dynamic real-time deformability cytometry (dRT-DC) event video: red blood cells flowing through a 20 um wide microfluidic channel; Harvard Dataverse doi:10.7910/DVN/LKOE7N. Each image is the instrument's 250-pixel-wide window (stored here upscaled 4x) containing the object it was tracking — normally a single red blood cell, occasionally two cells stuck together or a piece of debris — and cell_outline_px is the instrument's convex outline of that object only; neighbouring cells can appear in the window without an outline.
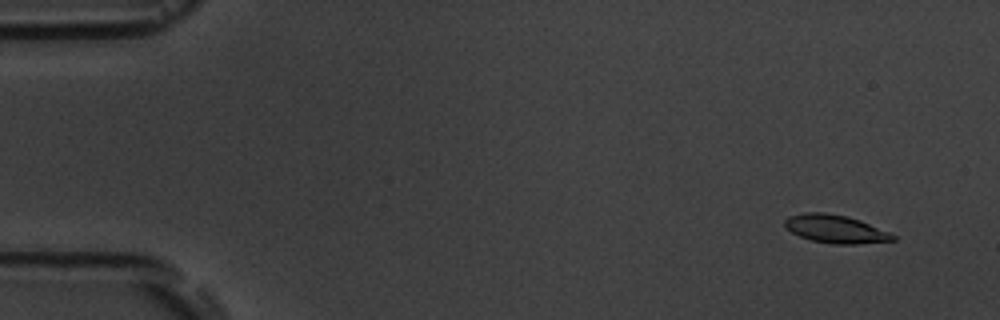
{"species": "common noctule bat (a hibernating species)", "species_latin": "Nyctalus noctula", "temperature_condition": "room temperature", "stored_images_in_passage": 6, "camera_frame_rate_fps": 3000, "um_per_image_px": 0.085, "animal": {"sex": "male", "body_mass_g": 19.5, "forearm_length_mm": 54.6}, "frame": {"image": 1, "passage_image": 1, "time_ms": 0.0, "image_size_px": [1000, 320], "cell_outline_px": [[896, 240], [856, 244], [832, 244], [812, 240], [800, 236], [784, 228], [784, 220], [788, 216], [804, 212], [824, 212], [848, 216], [860, 220], [888, 232], [896, 236]], "centroid_in_image_um": [70.98, 19.45], "position_along_channel_um": 14.0, "area_um2": 17.74}}
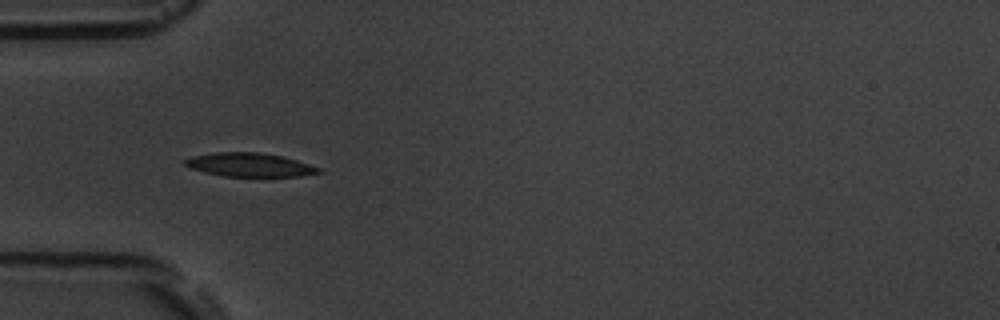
{"frame": {"image": 2, "passage_image": 5, "time_ms": 4.667, "image_size_px": [1000, 320], "cell_outline_px": [[324, 172], [300, 176], [224, 176], [192, 168], [184, 164], [184, 160], [192, 156], [216, 152], [260, 152], [284, 156], [320, 168]], "centroid_in_image_um": [21.26, 14.0], "position_along_channel_um": 63.7, "area_um2": 18.26}}
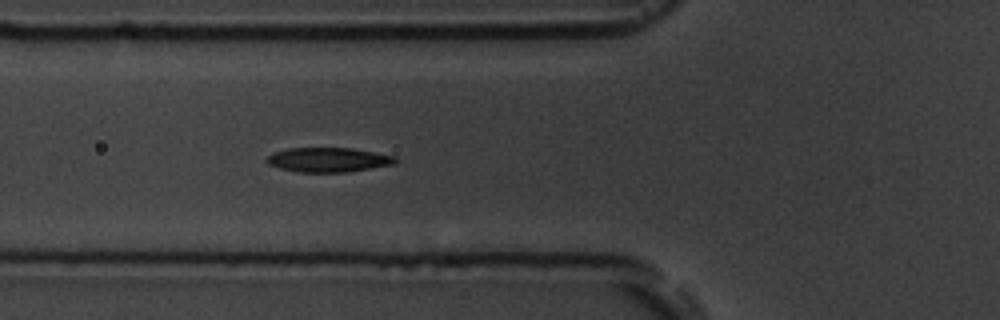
{"frame": {"image": 3, "passage_image": 6, "time_ms": 5.667, "image_size_px": [1000, 320], "cell_outline_px": [[396, 164], [348, 172], [300, 172], [280, 168], [268, 164], [264, 160], [272, 152], [288, 148], [352, 148], [376, 152], [396, 156]], "centroid_in_image_um": [27.91, 13.58], "position_along_channel_um": 97.9, "area_um2": 18.5}}